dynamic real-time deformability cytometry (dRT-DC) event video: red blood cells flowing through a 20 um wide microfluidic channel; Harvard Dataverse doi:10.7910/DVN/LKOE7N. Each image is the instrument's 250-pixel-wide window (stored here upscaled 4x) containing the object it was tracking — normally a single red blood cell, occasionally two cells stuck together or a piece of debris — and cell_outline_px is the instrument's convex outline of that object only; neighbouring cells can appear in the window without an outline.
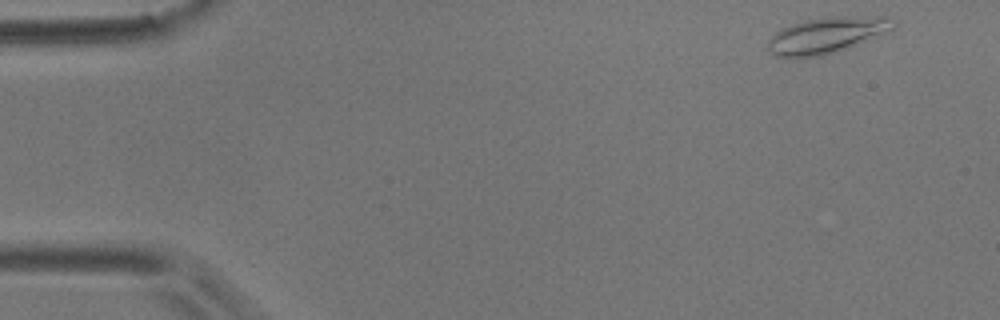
{"species": "common noctule bat (a hibernating species)", "species_latin": "Nyctalus noctula", "temperature_condition": "room temperature", "stored_images_in_passage": 3, "camera_frame_rate_fps": 3000, "um_per_image_px": 0.085, "animal": {"sex": "male", "body_mass_g": 17.9}, "frame": {"image": 1, "passage_image": 1, "time_ms": 0.0, "image_size_px": [1000, 320], "cell_outline_px": [[896, 28], [832, 52], [820, 56], [776, 56], [768, 48], [768, 40], [780, 28], [804, 20], [832, 16], [892, 16], [896, 20]], "centroid_in_image_um": [70.3, 2.93], "position_along_channel_um": 14.7, "area_um2": 25.78}}